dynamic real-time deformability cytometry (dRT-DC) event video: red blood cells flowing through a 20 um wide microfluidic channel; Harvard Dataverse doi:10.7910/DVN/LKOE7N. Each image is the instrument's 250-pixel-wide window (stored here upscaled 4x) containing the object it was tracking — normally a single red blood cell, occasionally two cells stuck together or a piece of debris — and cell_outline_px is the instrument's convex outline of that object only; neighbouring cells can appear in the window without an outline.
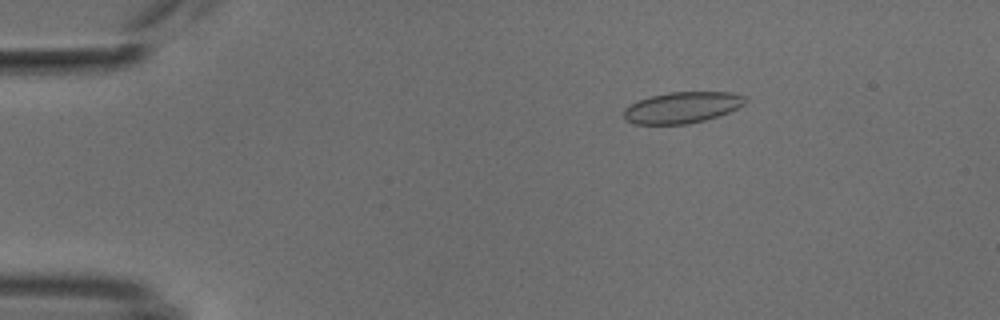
{"species": "common noctule bat (a hibernating species)", "species_latin": "Nyctalus noctula", "temperature_condition": "cold", "stored_images_in_passage": 49, "camera_frame_rate_fps": 3000, "um_per_image_px": 0.085, "animal": {"sex": "male", "body_mass_g": 18.8}, "frame": {"image": 1, "passage_image": 9, "time_ms": 2.667, "image_size_px": [1000, 320], "cell_outline_px": [[748, 100], [744, 104], [728, 112], [704, 120], [688, 124], [632, 124], [624, 120], [624, 108], [628, 104], [648, 96], [668, 92], [732, 92], [748, 96]], "centroid_in_image_um": [57.95, 9.13], "position_along_channel_um": 27.0, "area_um2": 22.37}}
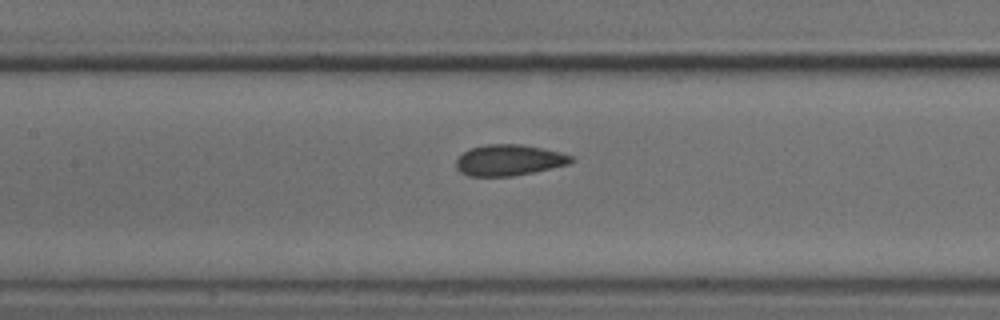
{"frame": {"image": 2, "passage_image": 25, "time_ms": 8.0, "image_size_px": [1000, 320], "cell_outline_px": [[576, 160], [568, 164], [552, 168], [512, 176], [468, 176], [460, 172], [456, 168], [456, 160], [464, 152], [472, 148], [488, 144], [520, 144], [560, 152], [572, 156]], "centroid_in_image_um": [43.26, 13.62], "position_along_channel_um": 164.1, "area_um2": 20.63}}
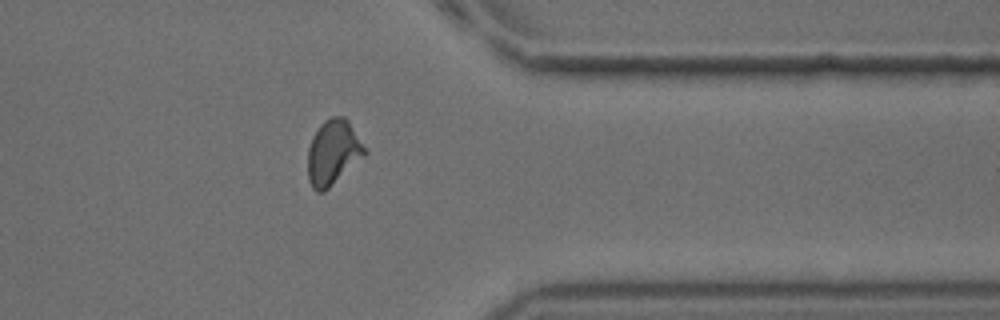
{"frame": {"image": 3, "passage_image": 43, "time_ms": 14.0, "image_size_px": [1000, 320], "cell_outline_px": [[368, 152], [364, 156], [324, 192], [316, 192], [312, 188], [308, 180], [308, 148], [312, 136], [320, 124], [324, 120], [332, 116], [344, 116], [348, 120]], "centroid_in_image_um": [28.29, 12.95], "position_along_channel_um": 383.1, "area_um2": 21.56}, "authors_computed_cell_mechanics": {"area_um2": 21.5016, "velocity_mm_per_s": 3.7948, "shape_relaxation_time_tau1_ms": 3.8472, "shape_relaxation_time_tau2_ms": 1.5303, "deformation_change_tau1": 0.0963, "deformation_change_tau2": 0.0635}}